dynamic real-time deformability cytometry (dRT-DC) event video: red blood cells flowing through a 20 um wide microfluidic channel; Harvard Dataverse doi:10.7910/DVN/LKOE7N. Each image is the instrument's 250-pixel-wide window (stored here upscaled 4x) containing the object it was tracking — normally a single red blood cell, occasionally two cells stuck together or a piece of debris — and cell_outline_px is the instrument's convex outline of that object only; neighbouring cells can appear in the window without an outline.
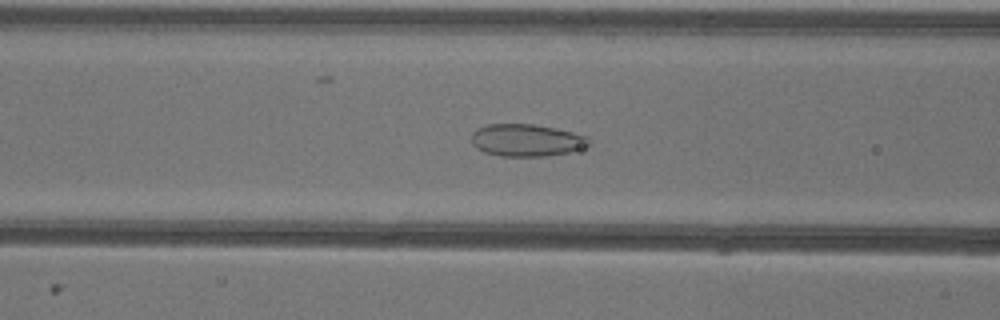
{"species": "common noctule bat (a hibernating species)", "species_latin": "Nyctalus noctula", "temperature_condition": "warm", "stored_images_in_passage": 51, "camera_frame_rate_fps": 3000, "um_per_image_px": 0.085, "animal": {"sex": "female"}, "frame": {"image": 1, "passage_image": 20, "time_ms": 6.333, "image_size_px": [1000, 320], "cell_outline_px": [[592, 144], [568, 152], [544, 156], [500, 156], [484, 152], [476, 148], [472, 144], [472, 132], [476, 128], [488, 124], [536, 124], [572, 132], [588, 136], [592, 140]], "centroid_in_image_um": [44.75, 11.91], "position_along_channel_um": 121.9, "area_um2": 22.2}}
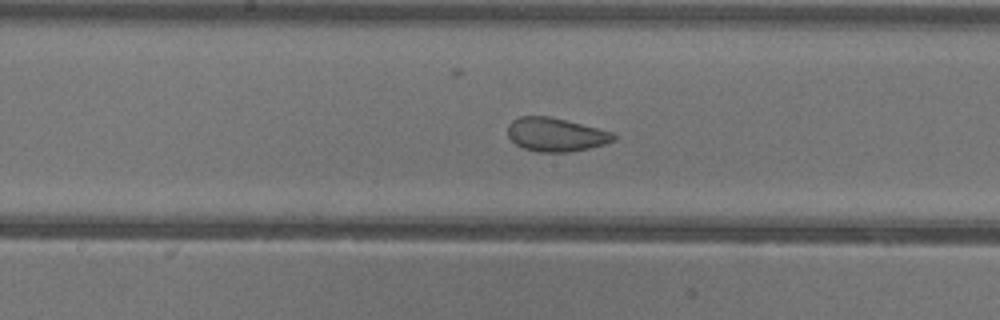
{"frame": {"image": 2, "passage_image": 26, "time_ms": 8.333, "image_size_px": [1000, 320], "cell_outline_px": [[616, 140], [604, 144], [588, 148], [568, 152], [540, 152], [524, 148], [516, 144], [508, 136], [508, 124], [512, 120], [520, 116], [548, 116], [616, 132]], "centroid_in_image_um": [47.27, 11.43], "position_along_channel_um": 200.9, "area_um2": 20.75}}
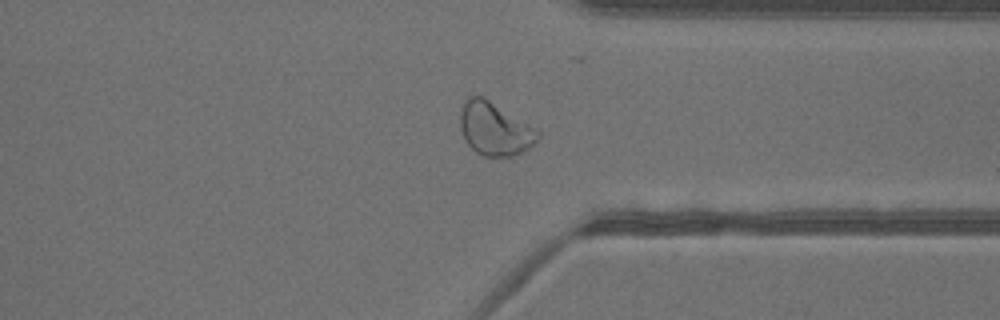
{"frame": {"image": 3, "passage_image": 39, "time_ms": 12.667, "image_size_px": [1000, 320], "cell_outline_px": [[540, 136], [528, 148], [512, 156], [484, 156], [476, 152], [464, 140], [460, 128], [460, 112], [464, 96], [484, 96], [536, 128], [540, 132]], "centroid_in_image_um": [42.01, 10.91], "position_along_channel_um": 369.4, "area_um2": 24.16}, "authors_computed_cell_mechanics": {"area_um2": 24.7384, "velocity_mm_per_s": 3.9421, "shape_relaxation_time_tau1_ms": 10.8535, "shape_relaxation_time_tau2_ms": 0.8174, "deformation_change_tau1": 0.1944, "deformation_change_tau2": 0.0459}}